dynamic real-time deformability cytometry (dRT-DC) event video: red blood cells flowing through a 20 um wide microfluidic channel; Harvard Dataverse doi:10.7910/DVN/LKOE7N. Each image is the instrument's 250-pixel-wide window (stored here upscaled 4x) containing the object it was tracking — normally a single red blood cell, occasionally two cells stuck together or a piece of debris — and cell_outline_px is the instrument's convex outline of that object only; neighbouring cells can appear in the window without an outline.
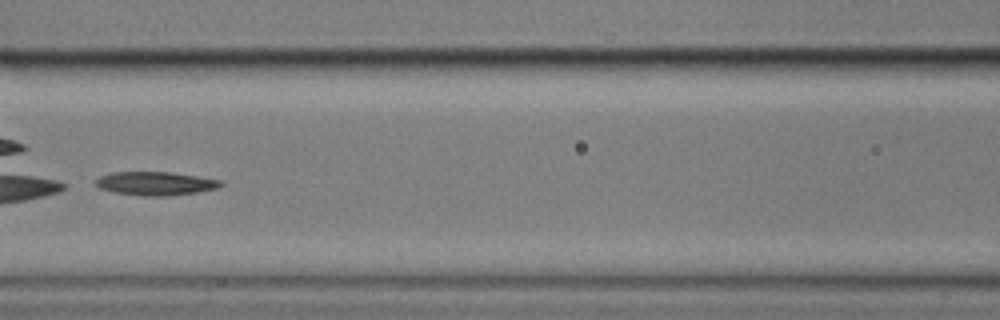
{"species": "common noctule bat (a hibernating species)", "species_latin": "Nyctalus noctula", "temperature_condition": "cold", "stored_images_in_passage": 13, "camera_frame_rate_fps": 3000, "um_per_image_px": 0.085, "animal": {"sex": "male", "body_mass_g": 17.9}, "frame": {"image": 1, "passage_image": 6, "time_ms": 7.0, "image_size_px": [1000, 320], "cell_outline_px": [[224, 184], [220, 188], [196, 192], [168, 196], [144, 196], [112, 192], [100, 188], [96, 184], [96, 180], [100, 176], [112, 172], [168, 172], [196, 176], [220, 180]], "centroid_in_image_um": [13.22, 15.6], "position_along_channel_um": 153.4, "area_um2": 17.11}}
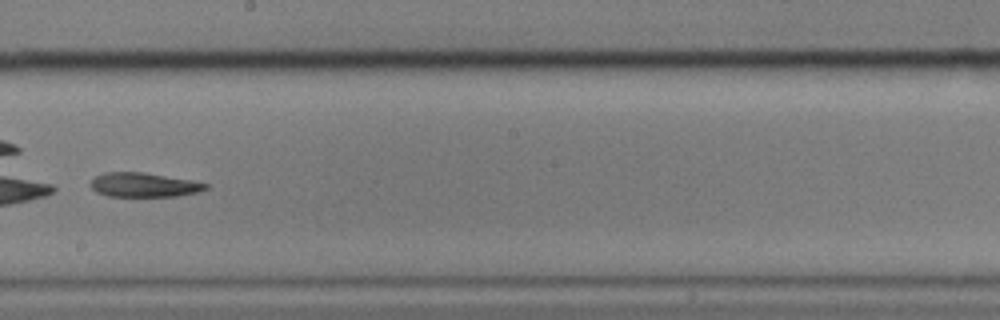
{"frame": {"image": 2, "passage_image": 8, "time_ms": 9.333, "image_size_px": [1000, 320], "cell_outline_px": [[208, 188], [200, 192], [176, 196], [108, 196], [96, 192], [92, 188], [92, 180], [96, 176], [104, 172], [144, 172], [192, 180], [208, 184]], "centroid_in_image_um": [12.26, 15.71], "position_along_channel_um": 235.9, "area_um2": 16.24}}
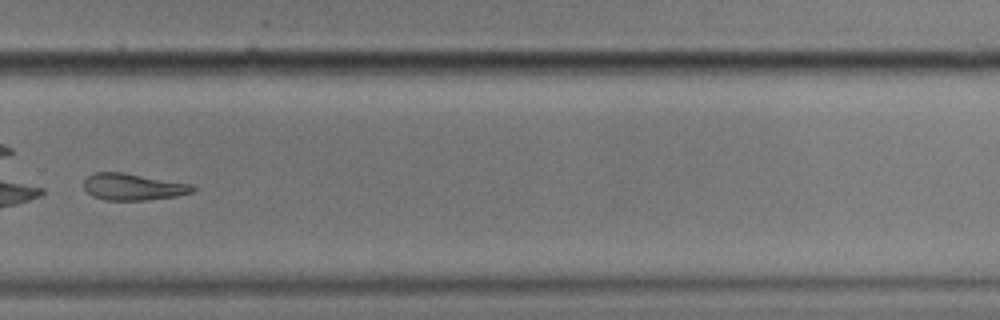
{"frame": {"image": 3, "passage_image": 10, "time_ms": 11.667, "image_size_px": [1000, 320], "cell_outline_px": [[196, 188], [192, 192], [176, 196], [148, 200], [104, 200], [92, 196], [84, 188], [84, 180], [88, 176], [96, 172], [124, 172], [192, 184]], "centroid_in_image_um": [11.31, 15.88], "position_along_channel_um": 318.5, "area_um2": 16.99}, "authors_computed_cell_mechanics": {"area_um2": 18.496, "velocity_mm_per_s": 3.5382, "shape_relaxation_time_tau1_ms": 8.345, "shape_relaxation_time_tau2_ms": null, "deformation_change_tau1": 0.227, "deformation_change_tau2": null}}